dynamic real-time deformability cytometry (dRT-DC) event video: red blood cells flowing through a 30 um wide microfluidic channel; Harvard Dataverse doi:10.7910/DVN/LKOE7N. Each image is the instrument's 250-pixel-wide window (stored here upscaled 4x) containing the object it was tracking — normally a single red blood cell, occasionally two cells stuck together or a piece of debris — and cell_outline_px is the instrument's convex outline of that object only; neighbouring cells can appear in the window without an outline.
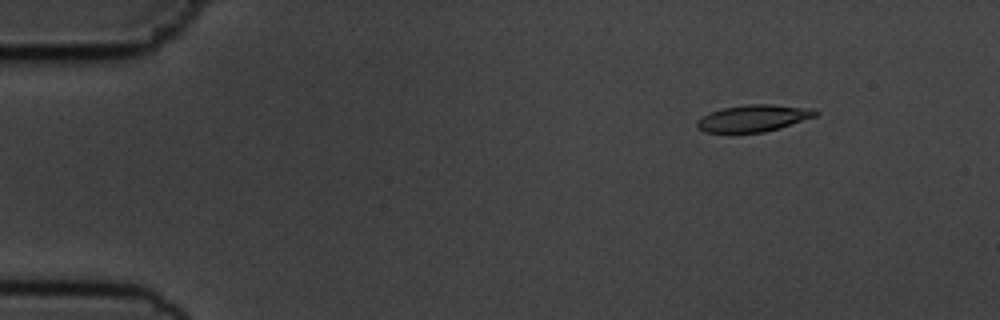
{"species": "common noctule bat (a hibernating species)", "species_latin": "Nyctalus noctula", "temperature_condition": "cold", "stored_images_in_passage": 6, "camera_frame_rate_fps": 3000, "um_per_image_px": 0.085, "animal": {"sex": "male", "body_mass_g": 19.5, "forearm_length_mm": 54.6}, "frame": {"image": 1, "passage_image": 3, "time_ms": 2.0, "image_size_px": [1000, 320], "cell_outline_px": [[820, 112], [816, 116], [780, 128], [764, 132], [704, 132], [696, 128], [696, 120], [708, 112], [720, 108], [744, 104], [772, 104], [816, 108]], "centroid_in_image_um": [64.04, 10.03], "position_along_channel_um": 21.0, "area_um2": 18.9}}
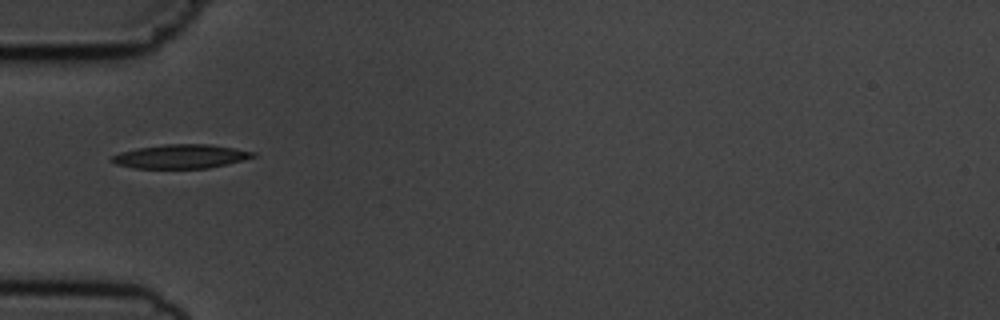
{"frame": {"image": 2, "passage_image": 6, "time_ms": 5.667, "image_size_px": [1000, 320], "cell_outline_px": [[256, 156], [244, 160], [228, 164], [208, 168], [136, 168], [116, 164], [108, 160], [112, 156], [120, 152], [140, 148], [164, 144], [208, 144], [236, 148], [256, 152]], "centroid_in_image_um": [15.4, 13.29], "position_along_channel_um": 69.6, "area_um2": 19.71}}